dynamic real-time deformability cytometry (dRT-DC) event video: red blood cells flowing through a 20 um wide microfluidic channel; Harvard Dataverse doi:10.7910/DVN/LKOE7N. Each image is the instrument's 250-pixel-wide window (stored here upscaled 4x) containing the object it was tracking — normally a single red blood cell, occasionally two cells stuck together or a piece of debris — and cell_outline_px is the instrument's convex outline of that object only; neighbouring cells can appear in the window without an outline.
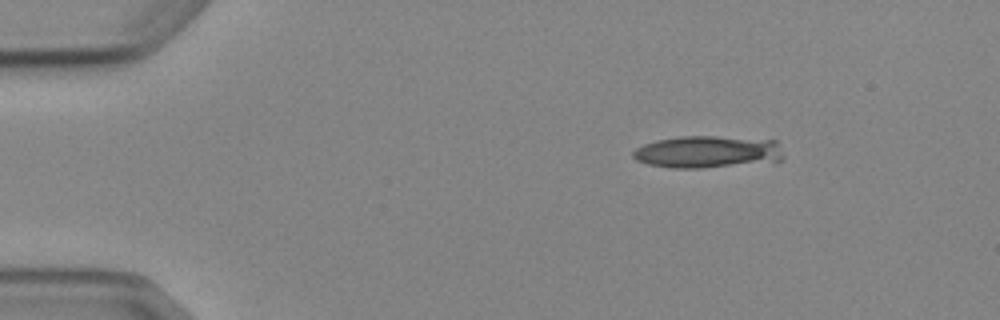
{"species": "Egyptian fruit bat (a non-hibernating species)", "species_latin": "Rousettus aegyptiacus", "temperature_condition": "cold", "stored_images_in_passage": 5, "segment_of_instrument_passage": [2, 2], "camera_frame_rate_fps": 3000, "um_per_image_px": 0.085, "animal": {"sex": "female"}, "frame": {"image": 1, "passage_image": 5, "time_ms": 5.667, "image_size_px": [1000, 320], "cell_outline_px": [[784, 160], [700, 168], [672, 168], [648, 164], [636, 160], [632, 156], [632, 152], [636, 148], [644, 144], [656, 140], [680, 136], [716, 136], [776, 140], [784, 156]], "centroid_in_image_um": [60.12, 12.9], "position_along_channel_um": 24.9, "area_um2": 28.15}}